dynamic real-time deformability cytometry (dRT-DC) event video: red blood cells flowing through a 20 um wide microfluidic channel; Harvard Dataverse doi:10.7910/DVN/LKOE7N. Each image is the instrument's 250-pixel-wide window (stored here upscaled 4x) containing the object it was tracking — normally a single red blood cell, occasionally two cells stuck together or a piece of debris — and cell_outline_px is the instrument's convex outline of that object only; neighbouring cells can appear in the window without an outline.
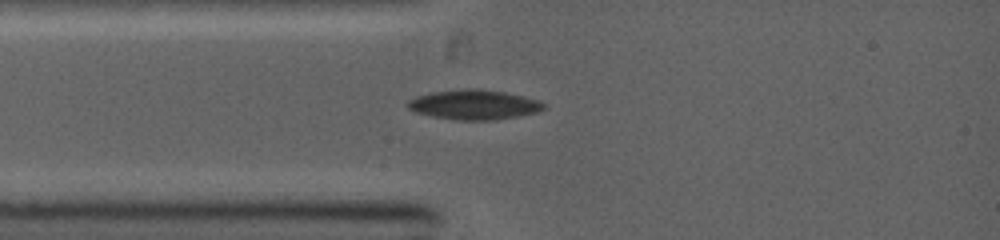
{"species": "common noctule bat (a hibernating species)", "species_latin": "Nyctalus noctula", "temperature_condition": "warm", "stored_images_in_passage": 2, "camera_frame_rate_fps": 5000, "um_per_image_px": 0.085, "animal": {"sex": "female", "body_mass_g": 19.0, "forearm_length_mm": 53.3}, "frame": {"image": 1, "passage_image": 2, "time_ms": 1.0, "image_size_px": [1000, 240], "cell_outline_px": [[544, 108], [536, 112], [520, 116], [492, 120], [460, 120], [432, 116], [416, 112], [408, 108], [408, 100], [416, 96], [432, 92], [464, 88], [476, 88], [504, 92], [540, 100], [544, 104]], "centroid_in_image_um": [40.29, 8.89], "position_along_channel_um": 44.7, "area_um2": 23.47}}